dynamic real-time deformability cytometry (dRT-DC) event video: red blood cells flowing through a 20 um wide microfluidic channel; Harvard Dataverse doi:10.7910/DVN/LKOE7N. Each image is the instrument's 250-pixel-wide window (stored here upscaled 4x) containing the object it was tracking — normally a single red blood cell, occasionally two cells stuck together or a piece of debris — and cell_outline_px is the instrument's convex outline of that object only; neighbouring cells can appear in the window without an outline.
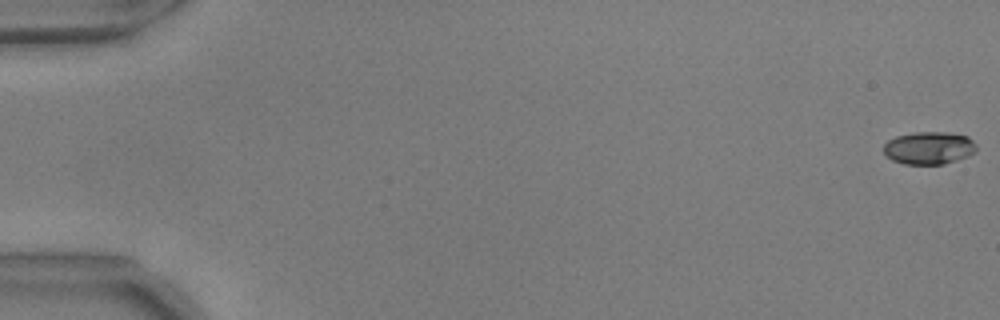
{"species": "common noctule bat (a hibernating species)", "species_latin": "Nyctalus noctula", "temperature_condition": "warm", "stored_images_in_passage": 56, "camera_frame_rate_fps": 3000, "um_per_image_px": 0.085, "animal": {"sex": "male", "body_mass_g": 17.9, "forearm_length_mm": 54.2}, "frame": {"image": 1, "passage_image": 1, "time_ms": 0.0, "image_size_px": [1000, 320], "cell_outline_px": [[976, 152], [968, 156], [944, 164], [904, 164], [892, 160], [884, 152], [884, 144], [888, 140], [896, 136], [916, 132], [948, 132], [968, 136], [976, 144]], "centroid_in_image_um": [78.98, 12.57], "position_along_channel_um": 6.0, "area_um2": 17.69}}
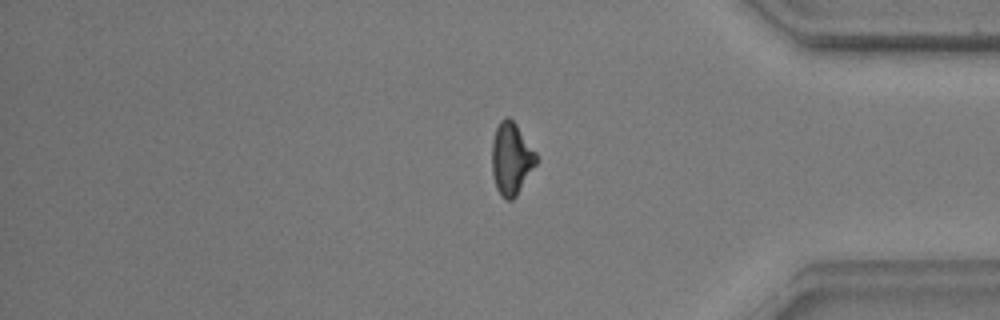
{"frame": {"image": 2, "passage_image": 47, "time_ms": 15.333, "image_size_px": [1000, 320], "cell_outline_px": [[540, 160], [516, 196], [512, 200], [504, 200], [500, 196], [496, 188], [492, 172], [492, 140], [496, 128], [500, 120], [504, 116], [508, 116], [516, 124], [536, 152]], "centroid_in_image_um": [43.47, 13.5], "position_along_channel_um": 391.7, "area_um2": 19.02}}
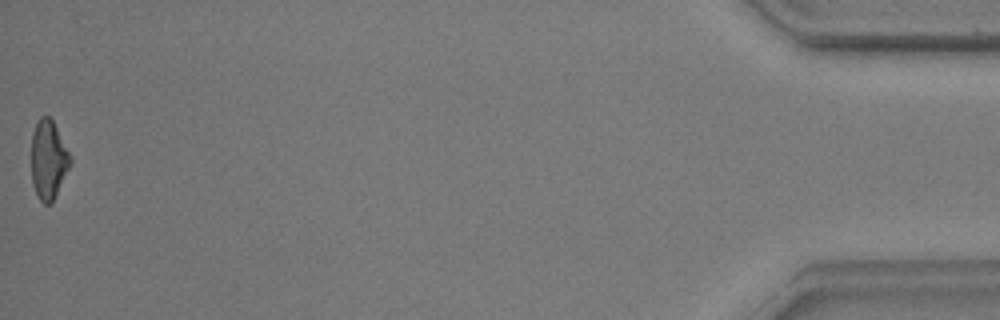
{"frame": {"image": 3, "passage_image": 56, "time_ms": 18.333, "image_size_px": [1000, 320], "cell_outline_px": [[72, 160], [52, 204], [44, 204], [40, 200], [32, 184], [32, 132], [40, 116], [48, 116], [52, 120], [72, 156]], "centroid_in_image_um": [4.12, 13.58], "position_along_channel_um": 431.1, "area_um2": 17.8}, "authors_computed_cell_mechanics": {"area_um2": 18.496, "velocity_mm_per_s": 3.7082, "shape_relaxation_time_tau1_ms": 4.1018, "shape_relaxation_time_tau2_ms": 2.3381, "deformation_change_tau1": 0.1754, "deformation_change_tau2": 0.0997}}